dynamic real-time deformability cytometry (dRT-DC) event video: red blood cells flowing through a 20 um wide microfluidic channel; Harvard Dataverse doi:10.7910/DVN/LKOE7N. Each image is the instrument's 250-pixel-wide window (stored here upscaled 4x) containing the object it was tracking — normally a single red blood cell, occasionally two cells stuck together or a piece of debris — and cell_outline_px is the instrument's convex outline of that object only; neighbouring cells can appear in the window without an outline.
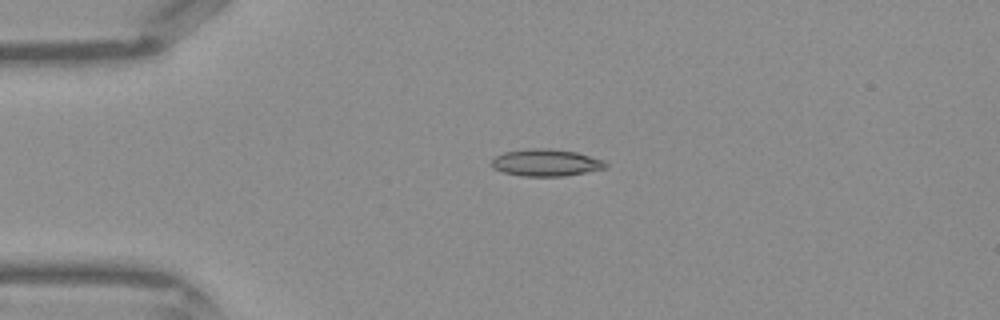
{"species": "Egyptian fruit bat (a non-hibernating species)", "species_latin": "Rousettus aegyptiacus", "temperature_condition": "warm", "stored_images_in_passage": 28, "camera_frame_rate_fps": 3000, "um_per_image_px": 0.085, "frame": {"image": 1, "passage_image": 1, "time_ms": 0.0, "image_size_px": [1000, 320], "cell_outline_px": [[608, 168], [564, 176], [520, 176], [504, 172], [492, 168], [492, 160], [496, 156], [504, 152], [528, 148], [548, 148], [576, 152], [604, 160], [608, 164]], "centroid_in_image_um": [46.42, 13.82], "position_along_channel_um": 38.6, "area_um2": 18.03}}
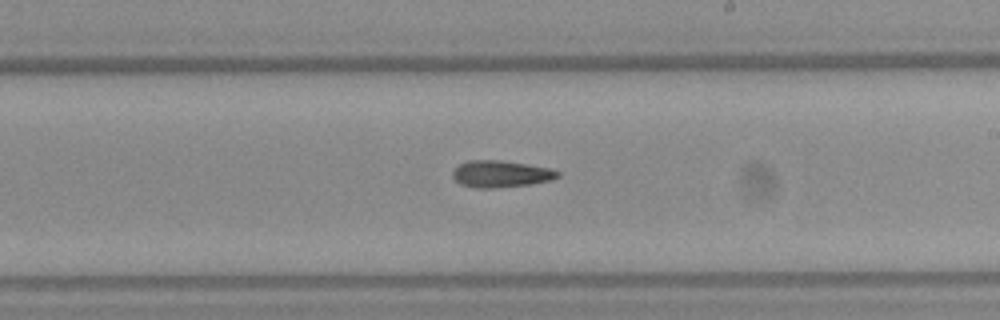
{"frame": {"image": 2, "passage_image": 16, "time_ms": 5.0, "image_size_px": [1000, 320], "cell_outline_px": [[560, 176], [552, 180], [528, 184], [492, 188], [476, 188], [460, 184], [452, 176], [452, 172], [460, 164], [468, 160], [500, 160], [528, 164], [552, 168], [560, 172]], "centroid_in_image_um": [42.59, 14.77], "position_along_channel_um": 246.4, "area_um2": 16.42}}
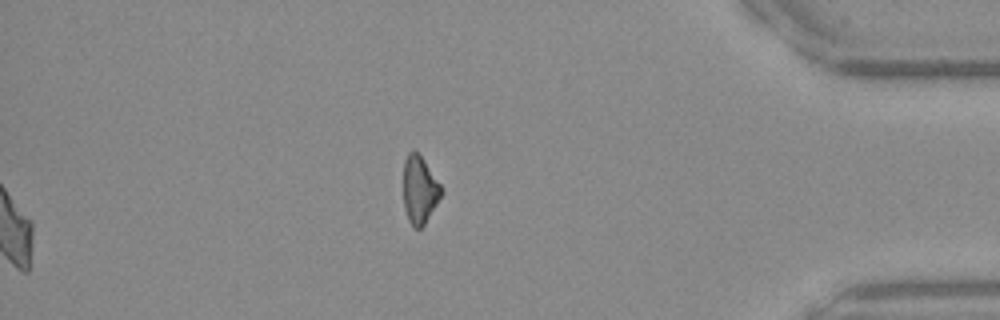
{"frame": {"image": 3, "passage_image": 28, "time_ms": 9.0, "image_size_px": [1000, 320], "cell_outline_px": [[444, 192], [424, 224], [420, 228], [416, 228], [408, 220], [404, 208], [404, 160], [408, 152], [416, 152], [420, 156], [444, 188]], "centroid_in_image_um": [35.68, 16.14], "position_along_channel_um": 399.5, "area_um2": 14.74}}